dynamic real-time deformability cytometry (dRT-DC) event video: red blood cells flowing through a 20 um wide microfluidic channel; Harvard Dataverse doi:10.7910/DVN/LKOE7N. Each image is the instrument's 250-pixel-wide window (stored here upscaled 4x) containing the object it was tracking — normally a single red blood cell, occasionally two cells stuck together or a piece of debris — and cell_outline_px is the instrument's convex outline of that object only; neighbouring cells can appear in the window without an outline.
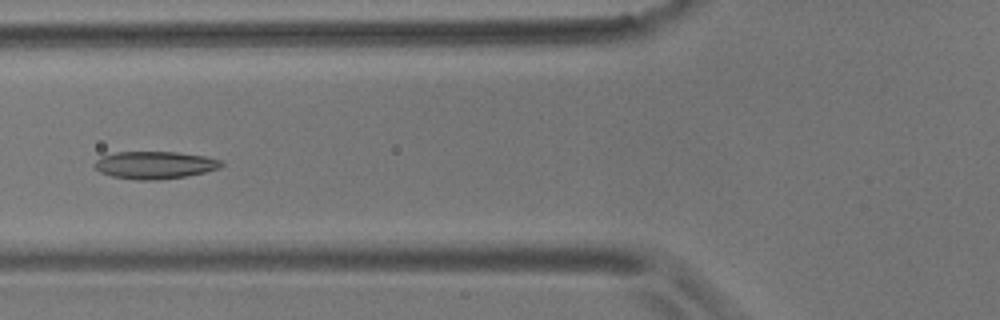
{"species": "common noctule bat (a hibernating species)", "species_latin": "Nyctalus noctula", "temperature_condition": "room temperature", "stored_images_in_passage": 6, "camera_frame_rate_fps": 3000, "um_per_image_px": 0.085, "animal": {"sex": "male", "body_mass_g": 17.9}, "frame": {"image": 1, "passage_image": 5, "time_ms": 4.667, "image_size_px": [1000, 320], "cell_outline_px": [[224, 164], [220, 168], [204, 172], [184, 176], [156, 180], [136, 180], [112, 176], [100, 172], [92, 164], [100, 156], [116, 152], [176, 152], [204, 156], [220, 160]], "centroid_in_image_um": [13.12, 14.02], "position_along_channel_um": 112.7, "area_um2": 20.23}}
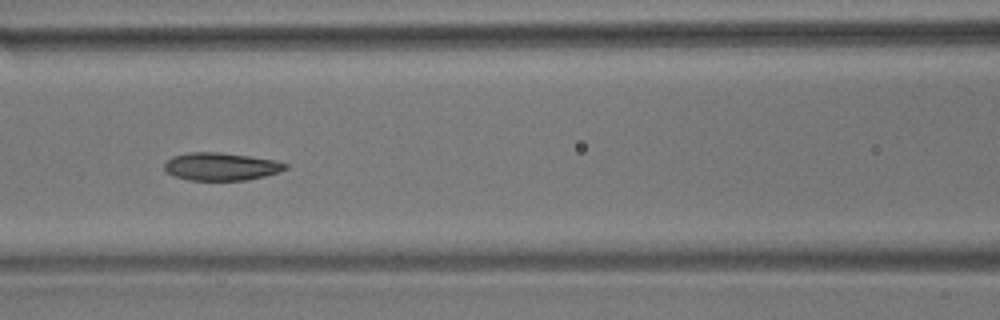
{"frame": {"image": 2, "passage_image": 6, "time_ms": 5.667, "image_size_px": [1000, 320], "cell_outline_px": [[288, 168], [280, 172], [264, 176], [244, 180], [188, 180], [176, 176], [168, 172], [164, 168], [164, 164], [172, 156], [188, 152], [220, 152], [276, 160], [288, 164]], "centroid_in_image_um": [18.81, 14.15], "position_along_channel_um": 147.8, "area_um2": 19.54}}